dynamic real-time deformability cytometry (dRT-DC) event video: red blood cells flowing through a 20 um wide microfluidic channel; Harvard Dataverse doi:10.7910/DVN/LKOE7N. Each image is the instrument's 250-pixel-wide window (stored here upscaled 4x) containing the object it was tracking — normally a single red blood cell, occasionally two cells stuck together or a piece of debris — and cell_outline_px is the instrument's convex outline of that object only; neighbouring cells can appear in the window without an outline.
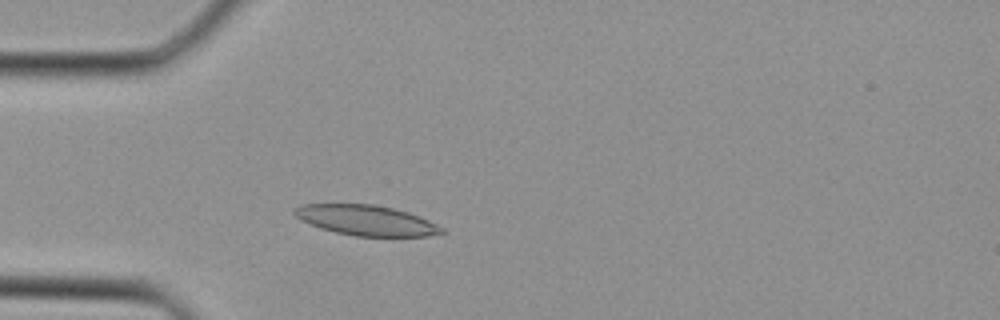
{"species": "Egyptian fruit bat (a non-hibernating species)", "species_latin": "Rousettus aegyptiacus", "temperature_condition": "cold", "stored_images_in_passage": 35, "camera_frame_rate_fps": 3000, "um_per_image_px": 0.085, "animal": {"sex": "female"}, "frame": {"image": 1, "passage_image": 7, "time_ms": 2.0, "image_size_px": [1000, 320], "cell_outline_px": [[448, 232], [428, 236], [356, 236], [336, 232], [320, 228], [296, 216], [292, 212], [292, 208], [300, 204], [372, 204], [392, 208], [408, 212], [428, 220], [444, 228]], "centroid_in_image_um": [31.14, 18.72], "position_along_channel_um": 53.9, "area_um2": 25.84}}
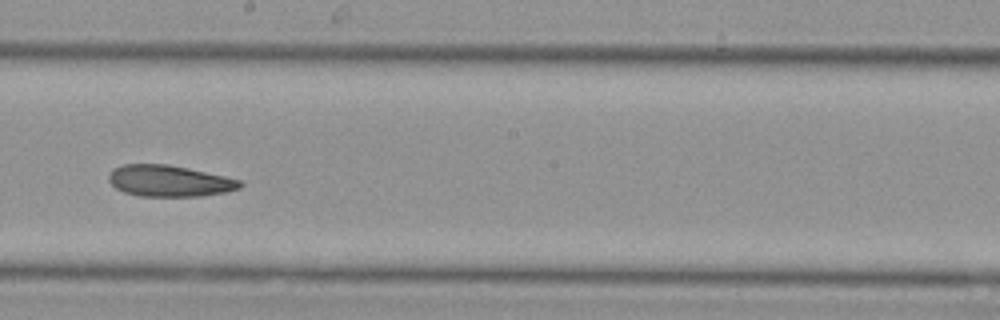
{"frame": {"image": 2, "passage_image": 18, "time_ms": 5.667, "image_size_px": [1000, 320], "cell_outline_px": [[244, 184], [240, 188], [224, 192], [200, 196], [140, 196], [124, 192], [116, 188], [108, 180], [108, 176], [112, 168], [124, 164], [168, 164], [188, 168], [224, 176], [240, 180]], "centroid_in_image_um": [14.37, 15.37], "position_along_channel_um": 233.8, "area_um2": 23.93}}
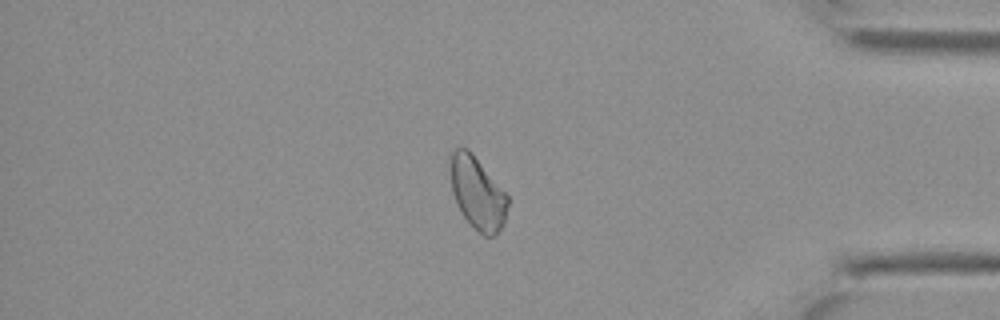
{"frame": {"image": 3, "passage_image": 29, "time_ms": 9.333, "image_size_px": [1000, 320], "cell_outline_px": [[508, 204], [504, 224], [496, 236], [484, 236], [464, 216], [456, 204], [452, 192], [448, 164], [448, 160], [452, 152], [456, 148], [468, 148], [472, 152], [508, 196]], "centroid_in_image_um": [40.56, 16.38], "position_along_channel_um": 394.6, "area_um2": 24.33}}